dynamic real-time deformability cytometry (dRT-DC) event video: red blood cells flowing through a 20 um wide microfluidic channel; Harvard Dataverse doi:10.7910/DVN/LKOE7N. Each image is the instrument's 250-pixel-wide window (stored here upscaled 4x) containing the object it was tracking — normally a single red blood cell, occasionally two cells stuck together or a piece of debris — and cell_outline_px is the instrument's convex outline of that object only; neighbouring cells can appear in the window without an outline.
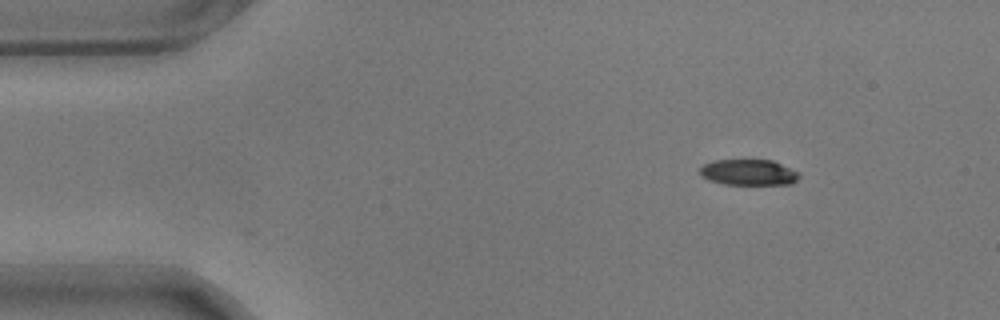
{"species": "common noctule bat (a hibernating species)", "species_latin": "Nyctalus noctula", "temperature_condition": "warm", "stored_images_in_passage": 11, "camera_frame_rate_fps": 3000, "um_per_image_px": 0.085, "animal": {"sex": "male", "body_mass_g": 17.9}, "frame": {"image": 1, "passage_image": 1, "time_ms": 0.0, "image_size_px": [1000, 320], "cell_outline_px": [[800, 176], [792, 184], [724, 184], [708, 180], [700, 172], [700, 168], [704, 164], [712, 160], [772, 160], [800, 172]], "centroid_in_image_um": [63.65, 14.64], "position_along_channel_um": 21.3, "area_um2": 14.91}}